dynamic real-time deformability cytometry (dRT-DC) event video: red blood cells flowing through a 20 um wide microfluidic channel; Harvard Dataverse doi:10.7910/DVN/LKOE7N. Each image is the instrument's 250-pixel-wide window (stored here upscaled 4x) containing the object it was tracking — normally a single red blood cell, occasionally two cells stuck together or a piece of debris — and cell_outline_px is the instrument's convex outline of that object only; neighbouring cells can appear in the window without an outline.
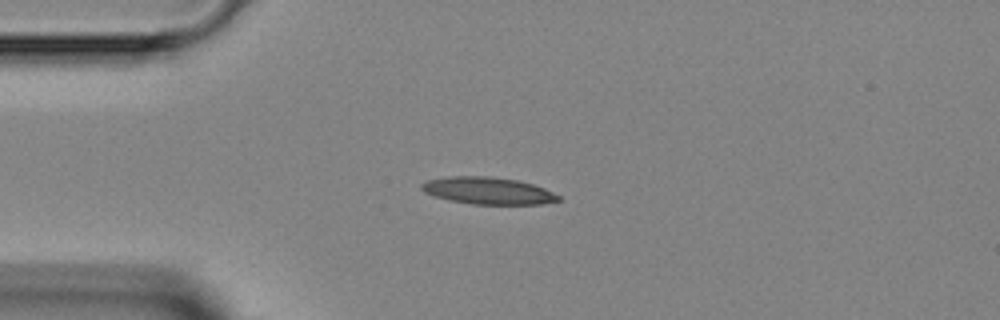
{"species": "Egyptian fruit bat (a non-hibernating species)", "species_latin": "Rousettus aegyptiacus", "temperature_condition": "room temperature", "stored_images_in_passage": 36, "camera_frame_rate_fps": 3000, "um_per_image_px": 0.085, "animal": {"sex": "female"}, "frame": {"image": 1, "passage_image": 1, "time_ms": 0.0, "image_size_px": [1000, 320], "cell_outline_px": [[560, 200], [540, 204], [472, 204], [448, 200], [424, 192], [420, 188], [420, 184], [428, 180], [448, 176], [488, 176], [516, 180], [532, 184], [544, 188], [560, 196]], "centroid_in_image_um": [41.45, 16.21], "position_along_channel_um": 43.6, "area_um2": 21.44}}
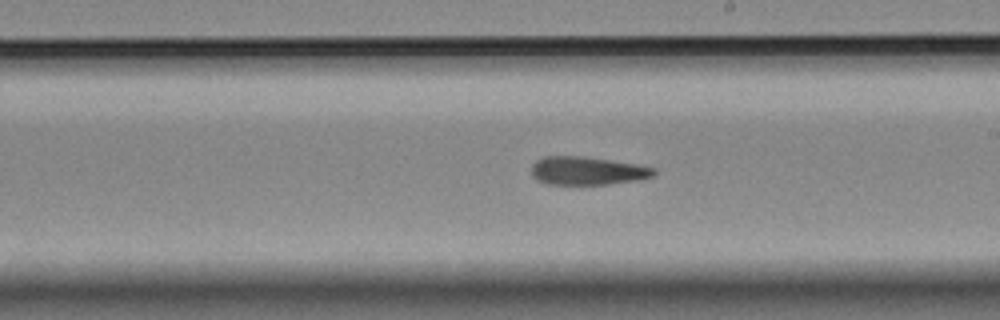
{"frame": {"image": 2, "passage_image": 16, "time_ms": 5.0, "image_size_px": [1000, 320], "cell_outline_px": [[656, 172], [652, 176], [640, 180], [608, 184], [548, 184], [536, 180], [532, 176], [532, 164], [536, 160], [544, 156], [584, 156], [636, 164], [656, 168]], "centroid_in_image_um": [49.91, 14.51], "position_along_channel_um": 239.1, "area_um2": 20.23}}
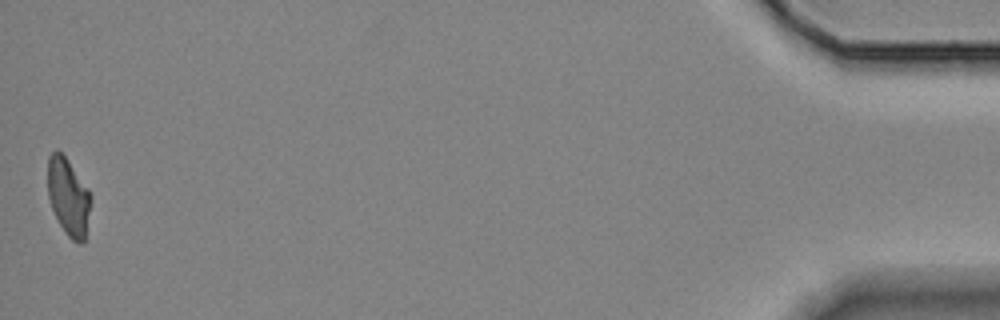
{"frame": {"image": 3, "passage_image": 36, "time_ms": 11.667, "image_size_px": [1000, 320], "cell_outline_px": [[92, 196], [84, 244], [80, 244], [72, 240], [68, 236], [60, 224], [52, 208], [48, 196], [48, 156], [56, 148], [68, 160], [88, 188]], "centroid_in_image_um": [5.82, 16.73], "position_along_channel_um": 429.4, "area_um2": 19.42}}